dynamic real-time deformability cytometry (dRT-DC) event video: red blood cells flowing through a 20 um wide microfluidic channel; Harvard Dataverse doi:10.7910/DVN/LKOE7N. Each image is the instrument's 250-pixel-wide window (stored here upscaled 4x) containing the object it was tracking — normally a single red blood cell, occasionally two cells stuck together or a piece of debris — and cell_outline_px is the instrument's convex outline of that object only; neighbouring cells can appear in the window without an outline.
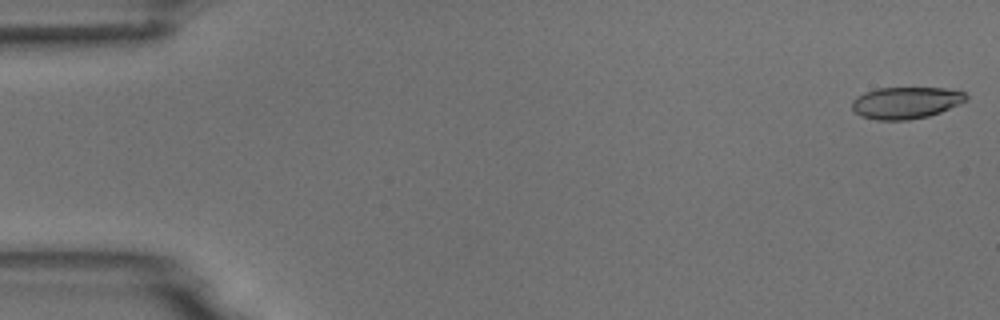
{"species": "common noctule bat (a hibernating species)", "species_latin": "Nyctalus noctula", "temperature_condition": "room temperature", "stored_images_in_passage": 4, "camera_frame_rate_fps": 3000, "um_per_image_px": 0.085, "animal": {"sex": "male", "body_mass_g": 18.8}, "frame": {"image": 1, "passage_image": 1, "time_ms": 0.0, "image_size_px": [1000, 320], "cell_outline_px": [[968, 100], [940, 112], [928, 116], [908, 120], [876, 120], [860, 116], [852, 108], [852, 100], [856, 96], [864, 92], [876, 88], [944, 88], [964, 92], [968, 96]], "centroid_in_image_um": [76.98, 8.73], "position_along_channel_um": 8.0, "area_um2": 21.21}}
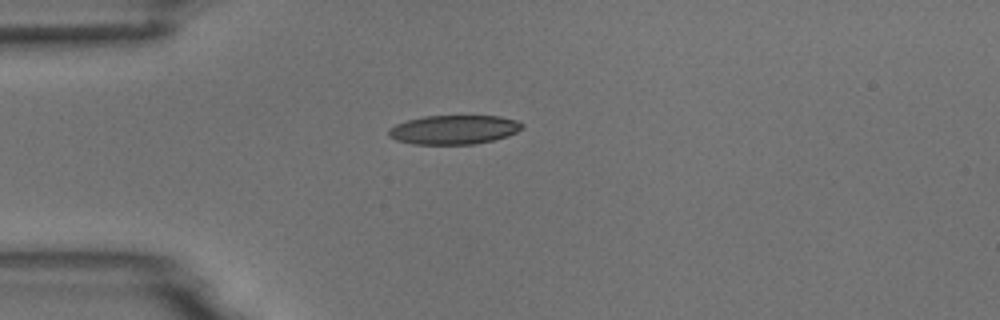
{"frame": {"image": 2, "passage_image": 4, "time_ms": 4.333, "image_size_px": [1000, 320], "cell_outline_px": [[524, 128], [508, 136], [476, 144], [416, 144], [396, 140], [388, 136], [388, 128], [396, 124], [408, 120], [424, 116], [500, 116], [516, 120], [524, 124]], "centroid_in_image_um": [38.59, 11.02], "position_along_channel_um": 46.4, "area_um2": 22.66}}